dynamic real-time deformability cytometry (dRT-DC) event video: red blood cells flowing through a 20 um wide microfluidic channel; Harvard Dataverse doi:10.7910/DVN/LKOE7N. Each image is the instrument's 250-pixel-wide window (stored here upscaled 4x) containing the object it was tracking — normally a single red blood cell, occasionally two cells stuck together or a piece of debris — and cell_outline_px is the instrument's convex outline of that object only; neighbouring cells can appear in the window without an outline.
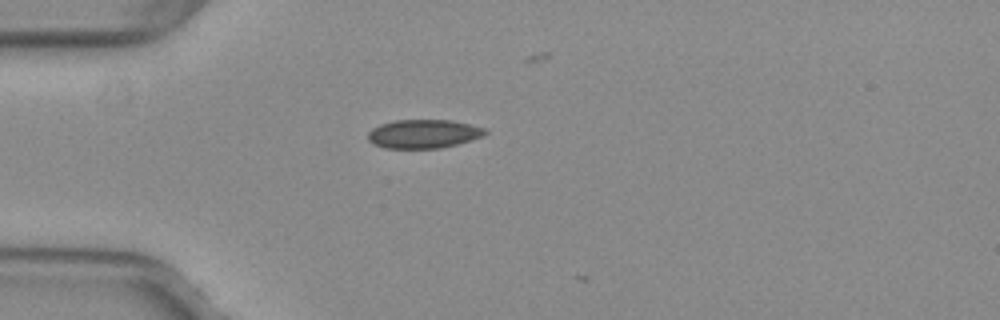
{"species": "common noctule bat (a hibernating species)", "species_latin": "Nyctalus noctula", "temperature_condition": "warm", "stored_images_in_passage": 12, "camera_frame_rate_fps": 3000, "um_per_image_px": 0.085, "animal": {"sex": "female", "body_mass_g": 29.2, "forearm_length_mm": 56.3}, "frame": {"image": 1, "passage_image": 1, "time_ms": 0.0, "image_size_px": [1000, 320], "cell_outline_px": [[488, 132], [484, 136], [456, 144], [440, 148], [384, 148], [368, 140], [368, 132], [372, 128], [380, 124], [396, 120], [452, 120], [488, 128]], "centroid_in_image_um": [36.03, 11.37], "position_along_channel_um": 49.0, "area_um2": 19.65}}
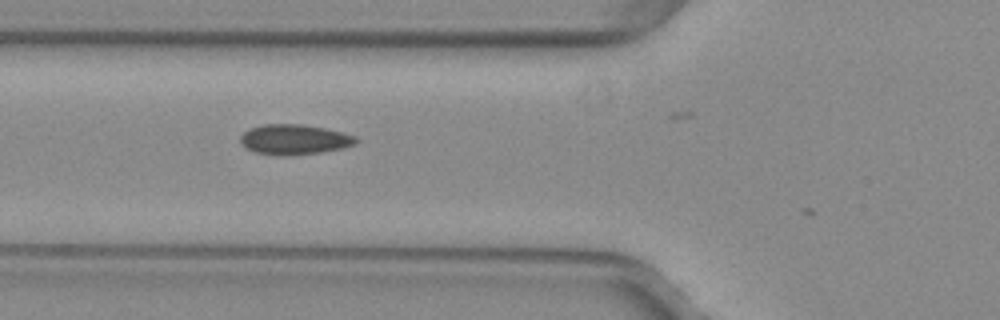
{"frame": {"image": 2, "passage_image": 6, "time_ms": 1.667, "image_size_px": [1000, 320], "cell_outline_px": [[360, 140], [356, 144], [340, 148], [320, 152], [256, 152], [248, 148], [240, 140], [240, 136], [244, 132], [252, 128], [264, 124], [300, 124], [324, 128], [344, 132], [356, 136]], "centroid_in_image_um": [25.1, 11.79], "position_along_channel_um": 100.7, "area_um2": 19.13}}
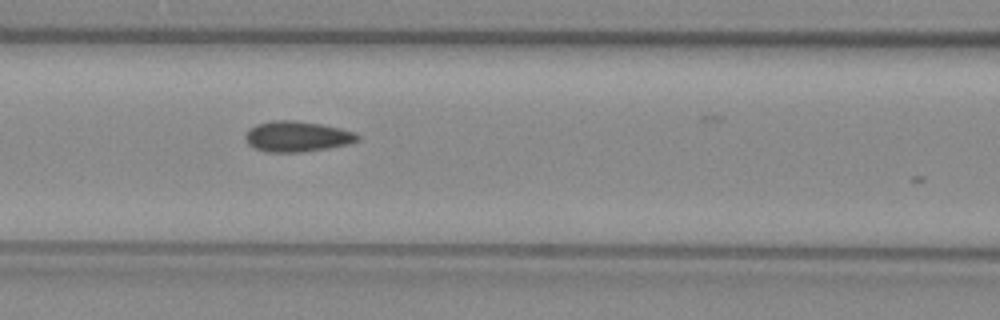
{"frame": {"image": 3, "passage_image": 9, "time_ms": 2.667, "image_size_px": [1000, 320], "cell_outline_px": [[360, 140], [348, 144], [328, 148], [304, 152], [264, 152], [248, 144], [244, 136], [248, 128], [256, 124], [272, 120], [296, 120], [320, 124], [340, 128], [356, 132], [360, 136]], "centroid_in_image_um": [25.25, 11.6], "position_along_channel_um": 141.4, "area_um2": 20.23}}